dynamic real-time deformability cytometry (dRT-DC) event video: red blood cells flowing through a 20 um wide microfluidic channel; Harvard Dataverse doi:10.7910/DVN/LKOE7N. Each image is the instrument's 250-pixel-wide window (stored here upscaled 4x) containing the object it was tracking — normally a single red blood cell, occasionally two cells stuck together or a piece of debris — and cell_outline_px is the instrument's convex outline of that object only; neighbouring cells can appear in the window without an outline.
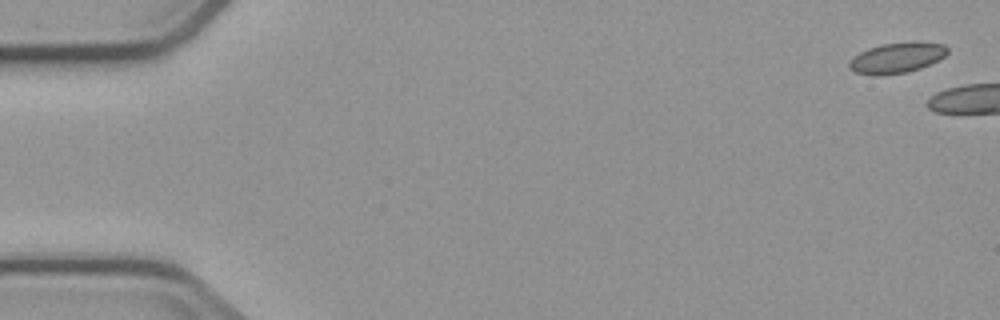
{"species": "common noctule bat (a hibernating species)", "species_latin": "Nyctalus noctula", "temperature_condition": "cold", "stored_images_in_passage": 3, "camera_frame_rate_fps": 3000, "um_per_image_px": 0.085, "animal": {"sex": "male", "body_mass_g": 23.1, "forearm_length_mm": 52.7}, "frame": {"image": 1, "passage_image": 1, "time_ms": 0.0, "image_size_px": [1000, 320], "cell_outline_px": [[948, 52], [944, 56], [920, 68], [908, 72], [880, 76], [872, 76], [856, 72], [848, 68], [848, 60], [852, 56], [868, 48], [880, 44], [912, 40], [920, 40], [944, 44], [948, 48]], "centroid_in_image_um": [76.2, 4.89], "position_along_channel_um": 8.8, "area_um2": 18.03}}